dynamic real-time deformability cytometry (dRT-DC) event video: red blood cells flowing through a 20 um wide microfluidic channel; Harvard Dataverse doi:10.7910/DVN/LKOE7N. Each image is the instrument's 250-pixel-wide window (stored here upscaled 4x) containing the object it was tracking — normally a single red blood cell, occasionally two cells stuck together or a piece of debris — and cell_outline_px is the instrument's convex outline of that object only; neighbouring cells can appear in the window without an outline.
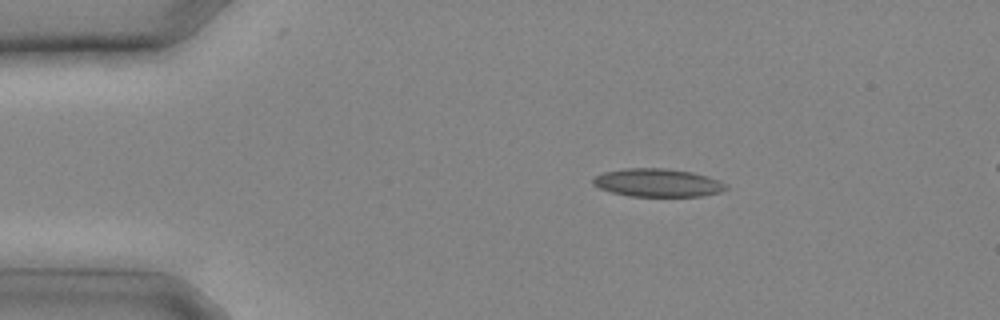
{"species": "common noctule bat (a hibernating species)", "species_latin": "Nyctalus noctula", "temperature_condition": "cold", "stored_images_in_passage": 14, "camera_frame_rate_fps": 3000, "um_per_image_px": 0.085, "animal": {"sex": "male", "body_mass_g": 20.4}, "frame": {"image": 1, "passage_image": 1, "time_ms": 0.0, "image_size_px": [1000, 320], "cell_outline_px": [[728, 188], [720, 192], [700, 196], [628, 196], [612, 192], [600, 188], [592, 184], [592, 180], [596, 176], [604, 172], [624, 168], [664, 168], [692, 172], [708, 176], [720, 180], [728, 184]], "centroid_in_image_um": [55.93, 15.53], "position_along_channel_um": 29.1, "area_um2": 21.85}}
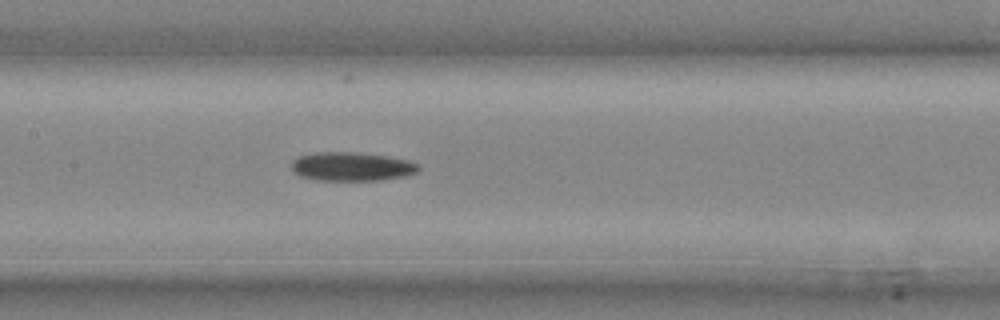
{"frame": {"image": 2, "passage_image": 9, "time_ms": 2.667, "image_size_px": [1000, 320], "cell_outline_px": [[420, 168], [416, 172], [404, 176], [380, 180], [320, 180], [300, 176], [292, 172], [292, 160], [300, 156], [316, 152], [360, 152], [388, 156], [408, 160], [420, 164]], "centroid_in_image_um": [29.9, 14.15], "position_along_channel_um": 177.5, "area_um2": 21.39}}
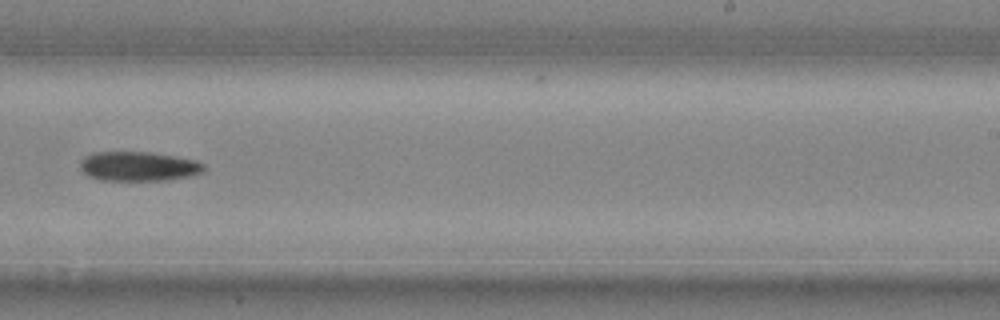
{"frame": {"image": 3, "passage_image": 13, "time_ms": 4.0, "image_size_px": [1000, 320], "cell_outline_px": [[204, 172], [188, 176], [164, 180], [104, 180], [88, 176], [80, 168], [80, 160], [84, 156], [92, 152], [152, 152], [176, 156], [196, 160], [204, 164]], "centroid_in_image_um": [11.76, 14.12], "position_along_channel_um": 277.2, "area_um2": 21.27}}